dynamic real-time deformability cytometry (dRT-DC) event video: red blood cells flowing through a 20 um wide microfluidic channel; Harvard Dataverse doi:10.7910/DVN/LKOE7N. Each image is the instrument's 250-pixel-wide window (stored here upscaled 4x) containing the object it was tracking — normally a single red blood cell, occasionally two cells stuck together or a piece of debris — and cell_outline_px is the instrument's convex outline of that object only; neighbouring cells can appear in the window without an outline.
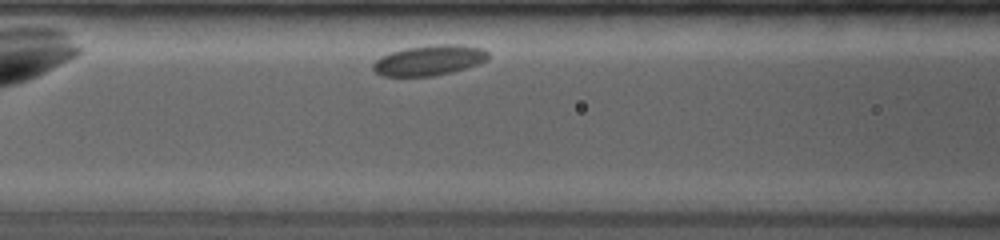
{"species": "common noctule bat (a hibernating species)", "species_latin": "Nyctalus noctula", "temperature_condition": "room temperature", "stored_images_in_passage": 15, "camera_frame_rate_fps": 4000, "um_per_image_px": 0.085, "animal": {"sex": "female", "body_mass_g": 19.0, "forearm_length_mm": 53.3}, "frame": {"image": 1, "passage_image": 9, "time_ms": 2.0, "image_size_px": [1000, 240], "cell_outline_px": [[488, 60], [480, 64], [452, 72], [432, 76], [380, 76], [372, 68], [372, 64], [380, 56], [404, 48], [436, 44], [456, 44], [480, 48], [488, 52]], "centroid_in_image_um": [36.47, 5.13], "position_along_channel_um": 130.1, "area_um2": 20.4}}
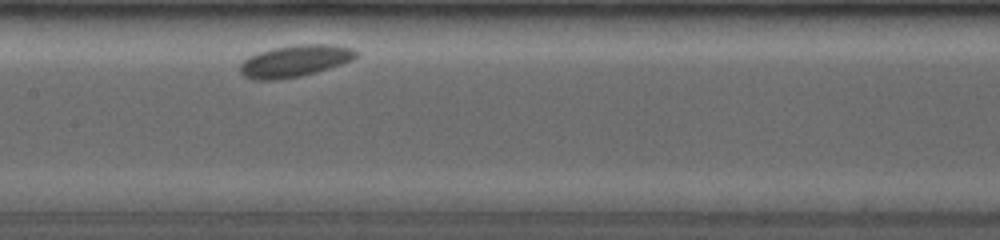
{"frame": {"image": 2, "passage_image": 15, "time_ms": 3.5, "image_size_px": [1000, 240], "cell_outline_px": [[356, 56], [352, 60], [328, 68], [300, 76], [276, 80], [252, 80], [244, 76], [240, 72], [240, 64], [248, 56], [272, 48], [296, 44], [332, 44], [352, 48], [356, 52]], "centroid_in_image_um": [25.02, 5.18], "position_along_channel_um": 182.4, "area_um2": 21.39}}